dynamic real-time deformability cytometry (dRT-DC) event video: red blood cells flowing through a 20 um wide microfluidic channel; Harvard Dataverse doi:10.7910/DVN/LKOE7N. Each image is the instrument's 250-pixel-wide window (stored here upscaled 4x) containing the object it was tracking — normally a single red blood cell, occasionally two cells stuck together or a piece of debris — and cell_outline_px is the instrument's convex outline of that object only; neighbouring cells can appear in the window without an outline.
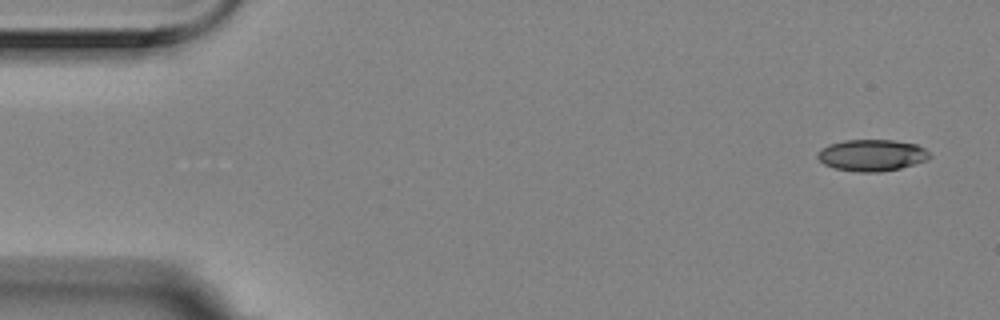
{"species": "Egyptian fruit bat (a non-hibernating species)", "species_latin": "Rousettus aegyptiacus", "temperature_condition": "room temperature", "stored_images_in_passage": 4, "camera_frame_rate_fps": 3000, "um_per_image_px": 0.085, "animal": {"sex": "female"}, "frame": {"image": 1, "passage_image": 1, "time_ms": 0.0, "image_size_px": [1000, 320], "cell_outline_px": [[932, 156], [928, 160], [900, 168], [880, 172], [856, 172], [836, 168], [824, 164], [816, 156], [816, 152], [820, 148], [844, 140], [892, 140], [916, 144], [924, 148]], "centroid_in_image_um": [74.11, 13.2], "position_along_channel_um": 10.9, "area_um2": 20.63}}